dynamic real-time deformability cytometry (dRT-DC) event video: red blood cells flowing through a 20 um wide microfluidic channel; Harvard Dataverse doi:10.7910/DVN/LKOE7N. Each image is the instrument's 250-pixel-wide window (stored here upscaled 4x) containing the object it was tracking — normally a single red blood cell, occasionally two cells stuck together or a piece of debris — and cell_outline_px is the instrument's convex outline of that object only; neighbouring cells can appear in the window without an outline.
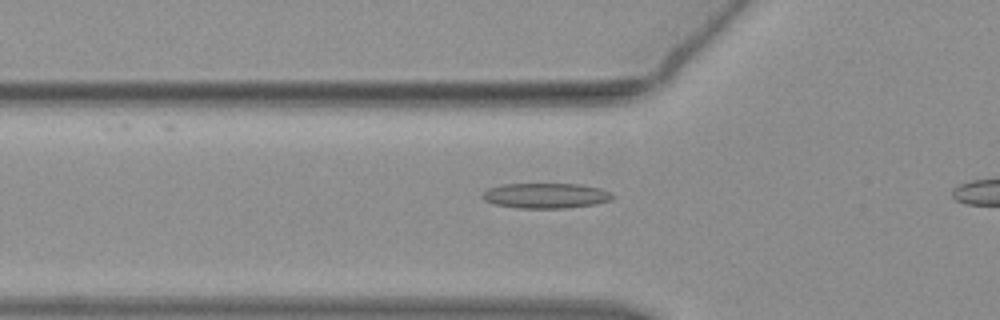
{"species": "common noctule bat (a hibernating species)", "species_latin": "Nyctalus noctula", "temperature_condition": "warm", "stored_images_in_passage": 38, "camera_frame_rate_fps": 3000, "um_per_image_px": 0.085, "animal": {"sex": "female", "body_mass_g": 19.3, "forearm_length_mm": 54.1}, "frame": {"image": 1, "passage_image": 12, "time_ms": 3.667, "image_size_px": [1000, 320], "cell_outline_px": [[616, 196], [608, 200], [596, 204], [564, 208], [520, 208], [492, 204], [484, 200], [480, 196], [488, 188], [500, 184], [580, 184], [600, 188]], "centroid_in_image_um": [46.34, 16.63], "position_along_channel_um": 79.5, "area_um2": 19.13}}
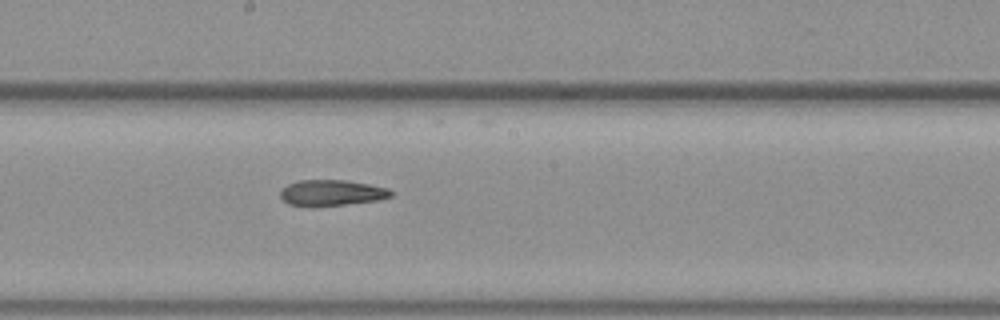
{"frame": {"image": 2, "passage_image": 23, "time_ms": 7.333, "image_size_px": [1000, 320], "cell_outline_px": [[396, 192], [392, 196], [380, 200], [312, 208], [288, 204], [280, 196], [280, 192], [288, 184], [300, 180], [348, 180], [388, 188]], "centroid_in_image_um": [28.22, 16.41], "position_along_channel_um": 220.0, "area_um2": 17.05}}
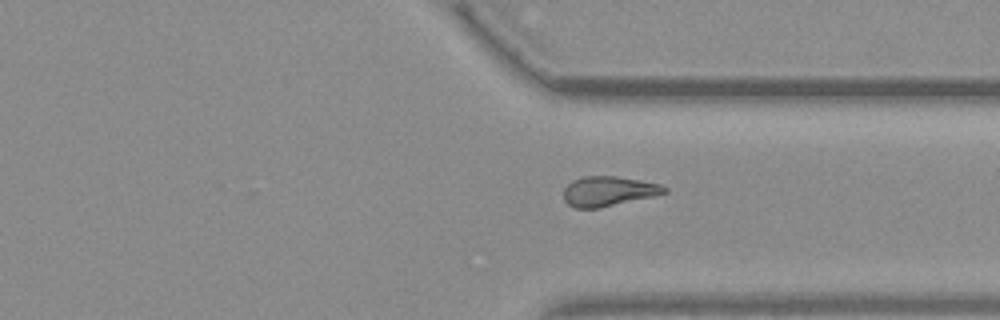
{"frame": {"image": 3, "passage_image": 34, "time_ms": 11.0, "image_size_px": [1000, 320], "cell_outline_px": [[668, 192], [652, 196], [600, 208], [576, 208], [568, 204], [564, 200], [564, 188], [572, 180], [584, 176], [616, 176], [640, 180], [660, 184], [668, 188]], "centroid_in_image_um": [51.71, 16.25], "position_along_channel_um": 359.7, "area_um2": 17.46}}